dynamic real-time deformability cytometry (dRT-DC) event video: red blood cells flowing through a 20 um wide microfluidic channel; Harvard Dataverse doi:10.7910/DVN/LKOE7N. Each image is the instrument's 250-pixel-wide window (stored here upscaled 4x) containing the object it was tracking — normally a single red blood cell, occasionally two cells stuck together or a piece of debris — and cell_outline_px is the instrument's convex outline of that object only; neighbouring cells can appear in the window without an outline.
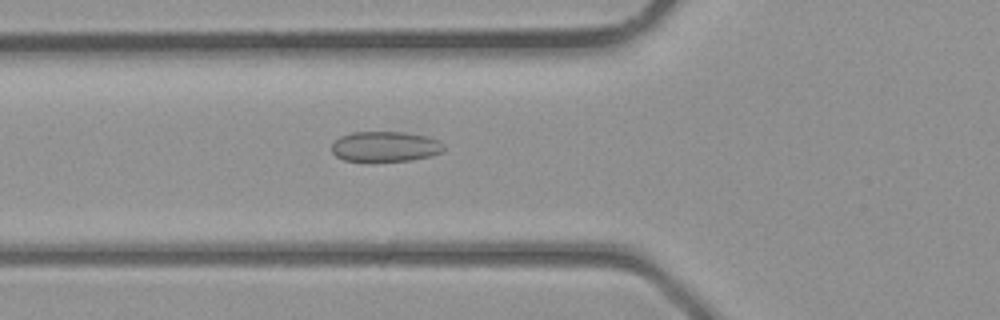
{"species": "common noctule bat (a hibernating species)", "species_latin": "Nyctalus noctula", "temperature_condition": "room temperature", "stored_images_in_passage": 39, "camera_frame_rate_fps": 3000, "um_per_image_px": 0.085, "animal": {"sex": "male", "body_mass_g": 23.1, "forearm_length_mm": 52.7}, "frame": {"image": 1, "passage_image": 14, "time_ms": 4.333, "image_size_px": [1000, 320], "cell_outline_px": [[444, 148], [440, 152], [432, 156], [412, 160], [372, 164], [344, 160], [336, 156], [332, 152], [332, 144], [340, 136], [352, 132], [404, 132], [428, 136], [440, 140], [444, 144]], "centroid_in_image_um": [32.74, 12.5], "position_along_channel_um": 93.1, "area_um2": 20.63}}
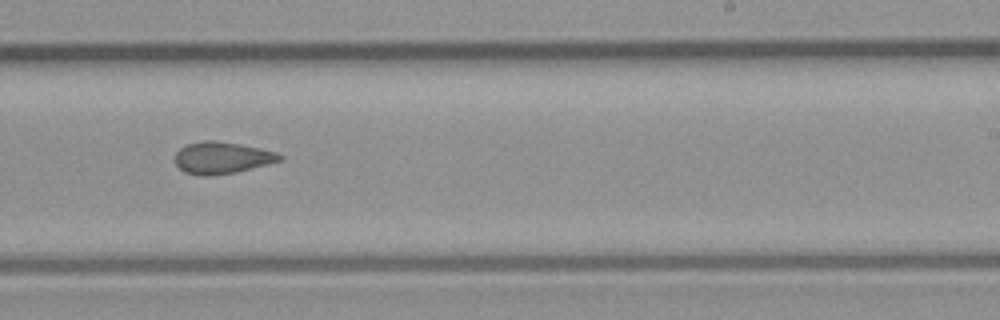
{"frame": {"image": 2, "passage_image": 24, "time_ms": 7.667, "image_size_px": [1000, 320], "cell_outline_px": [[284, 160], [236, 172], [208, 176], [200, 176], [184, 172], [176, 164], [176, 152], [180, 148], [188, 144], [204, 140], [212, 140], [240, 144], [260, 148], [276, 152], [284, 156]], "centroid_in_image_um": [18.89, 13.41], "position_along_channel_um": 270.1, "area_um2": 19.42}}
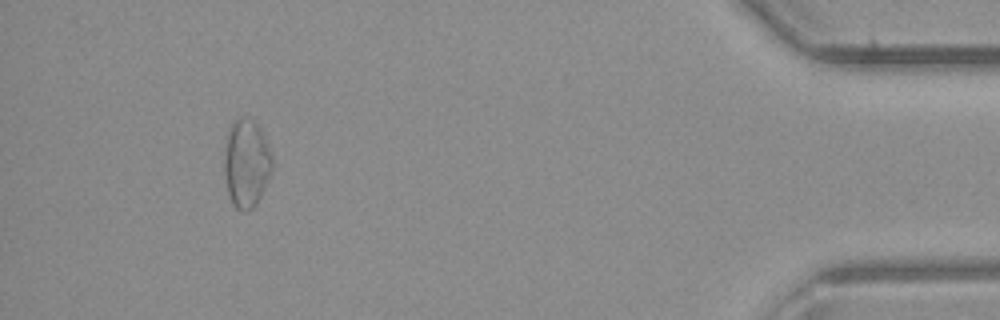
{"frame": {"image": 3, "passage_image": 36, "time_ms": 11.667, "image_size_px": [1000, 320], "cell_outline_px": [[272, 168], [260, 196], [252, 208], [244, 212], [240, 212], [232, 204], [228, 196], [224, 176], [224, 148], [228, 128], [232, 120], [252, 120], [260, 128], [272, 152]], "centroid_in_image_um": [20.91, 13.9], "position_along_channel_um": 414.3, "area_um2": 24.68}}